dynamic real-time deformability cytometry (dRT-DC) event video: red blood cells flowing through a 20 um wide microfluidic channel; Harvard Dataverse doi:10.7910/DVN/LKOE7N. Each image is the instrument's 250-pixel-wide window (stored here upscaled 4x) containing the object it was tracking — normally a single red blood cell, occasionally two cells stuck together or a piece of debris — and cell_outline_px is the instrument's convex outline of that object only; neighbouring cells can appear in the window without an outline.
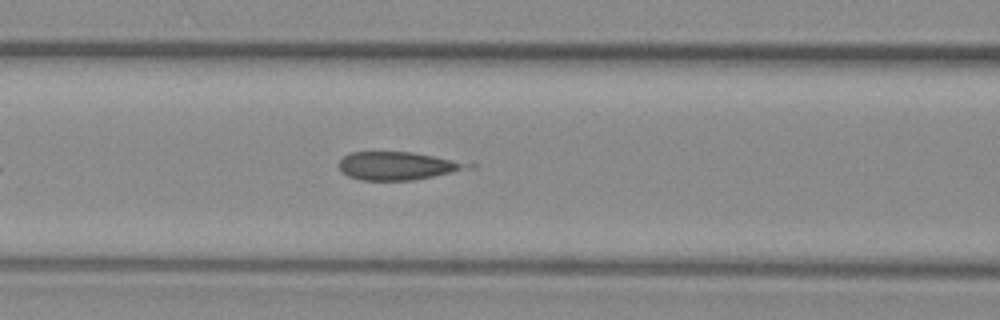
{"species": "common noctule bat (a hibernating species)", "species_latin": "Nyctalus noctula", "temperature_condition": "warm", "stored_images_in_passage": 18, "camera_frame_rate_fps": 3000, "um_per_image_px": 0.085, "animal": {"sex": "female", "body_mass_g": 29.2, "forearm_length_mm": 56.3}, "frame": {"image": 1, "passage_image": 11, "time_ms": 3.333, "image_size_px": [1000, 320], "cell_outline_px": [[460, 168], [452, 172], [412, 180], [360, 180], [348, 176], [340, 172], [336, 164], [344, 156], [352, 152], [412, 152], [452, 160], [460, 164]], "centroid_in_image_um": [33.49, 14.1], "position_along_channel_um": 133.1, "area_um2": 20.17}}